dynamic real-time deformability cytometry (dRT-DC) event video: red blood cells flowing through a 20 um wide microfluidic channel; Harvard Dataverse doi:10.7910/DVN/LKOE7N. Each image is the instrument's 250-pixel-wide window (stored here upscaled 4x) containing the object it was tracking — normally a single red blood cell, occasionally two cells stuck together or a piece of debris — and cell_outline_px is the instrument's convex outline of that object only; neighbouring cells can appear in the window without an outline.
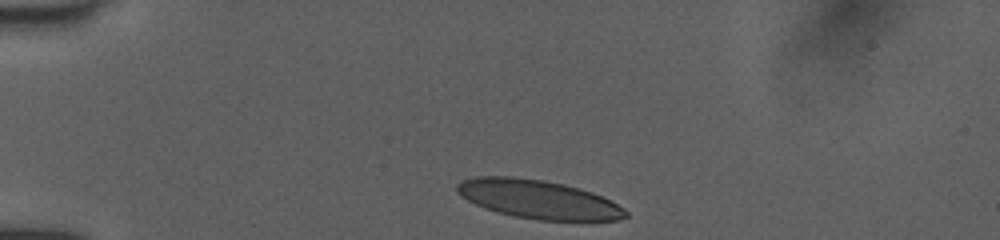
{"species": "human", "species_latin": "Homo sapiens", "temperature_condition": "room temperature", "stored_images_in_passage": 33, "camera_frame_rate_fps": 3000, "um_per_image_px": 0.085, "donor": {"sex": "female"}, "frame": {"image": 1, "passage_image": 1, "time_ms": 0.0, "image_size_px": [1000, 240], "cell_outline_px": [[628, 216], [620, 220], [536, 220], [516, 216], [484, 208], [460, 196], [456, 192], [456, 184], [460, 180], [476, 176], [512, 176], [544, 180], [564, 184], [580, 188], [592, 192], [624, 208], [628, 212]], "centroid_in_image_um": [45.71, 16.92], "position_along_channel_um": 39.3, "area_um2": 37.92}}
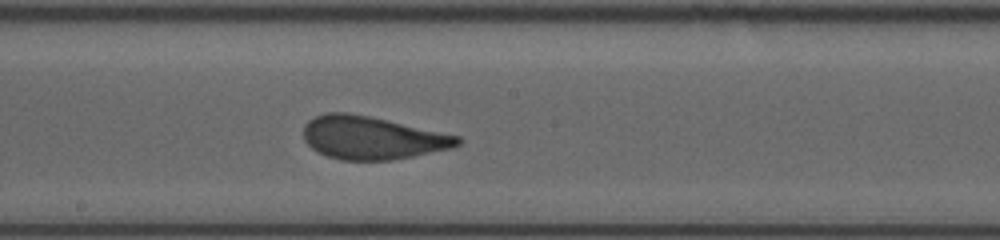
{"frame": {"image": 2, "passage_image": 18, "time_ms": 5.667, "image_size_px": [1000, 240], "cell_outline_px": [[464, 140], [460, 144], [452, 148], [392, 160], [344, 160], [328, 156], [316, 152], [304, 140], [304, 124], [308, 120], [324, 112], [348, 112], [368, 116], [460, 136]], "centroid_in_image_um": [31.61, 11.71], "position_along_channel_um": 216.6, "area_um2": 38.49}}
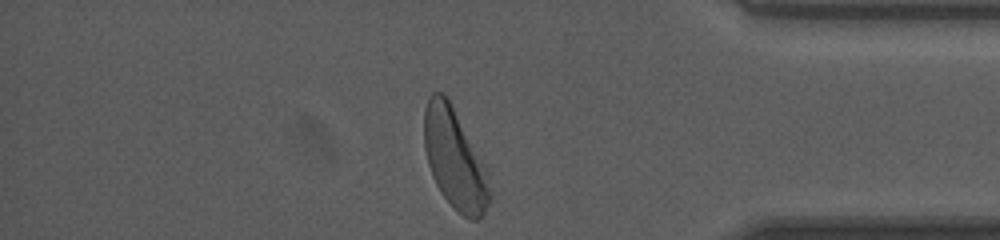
{"frame": {"image": 3, "passage_image": 33, "time_ms": 10.667, "image_size_px": [1000, 240], "cell_outline_px": [[492, 200], [484, 216], [476, 220], [472, 220], [456, 212], [452, 208], [440, 192], [432, 176], [428, 164], [424, 148], [424, 112], [428, 96], [432, 92], [444, 92], [488, 168], [492, 192]], "centroid_in_image_um": [38.69, 13.58], "position_along_channel_um": 396.5, "area_um2": 39.19}, "authors_computed_cell_mechanics": {"area_um2": 38.6104, "velocity_mm_per_s": 4.0198, "shape_relaxation_time_tau1_ms": 3.6204, "shape_relaxation_time_tau2_ms": 0.7715, "deformation_change_tau1": 0.1588, "deformation_change_tau2": 0.0715}}